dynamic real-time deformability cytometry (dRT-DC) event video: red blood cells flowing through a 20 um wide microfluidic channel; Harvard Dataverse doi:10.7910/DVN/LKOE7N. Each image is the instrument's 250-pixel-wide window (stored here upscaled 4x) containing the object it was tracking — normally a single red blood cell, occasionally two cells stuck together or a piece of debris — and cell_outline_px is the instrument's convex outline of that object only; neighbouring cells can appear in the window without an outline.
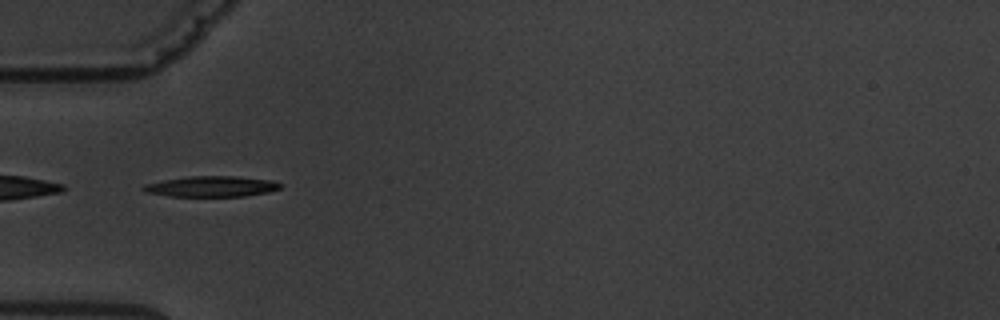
{"species": "common noctule bat (a hibernating species)", "species_latin": "Nyctalus noctula", "temperature_condition": "warm", "stored_images_in_passage": 6, "camera_frame_rate_fps": 3000, "um_per_image_px": 0.085, "animal": {"sex": "male", "body_mass_g": 19.5, "forearm_length_mm": 54.6}, "frame": {"image": 1, "passage_image": 2, "time_ms": 1.333, "image_size_px": [1000, 320], "cell_outline_px": [[284, 184], [280, 188], [268, 192], [244, 196], [168, 196], [144, 192], [140, 188], [144, 184], [164, 180], [188, 176], [236, 176], [272, 180]], "centroid_in_image_um": [17.96, 15.84], "position_along_channel_um": 67.0, "area_um2": 16.59}}
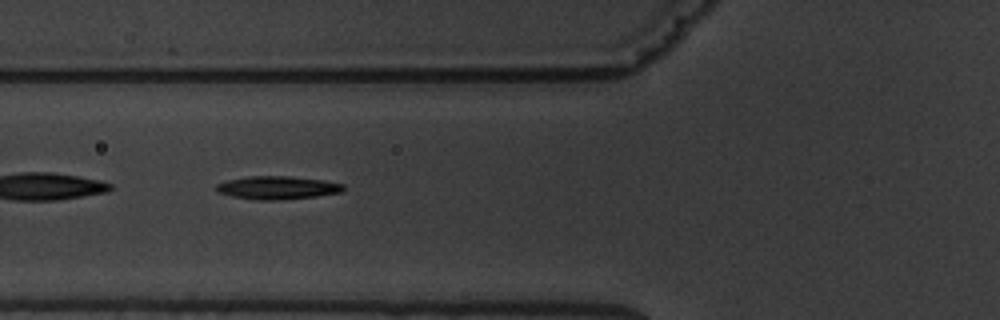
{"frame": {"image": 2, "passage_image": 3, "time_ms": 2.333, "image_size_px": [1000, 320], "cell_outline_px": [[344, 188], [340, 192], [316, 196], [276, 200], [260, 200], [232, 196], [216, 192], [212, 188], [216, 184], [228, 180], [248, 176], [288, 176], [324, 180], [344, 184]], "centroid_in_image_um": [23.52, 15.95], "position_along_channel_um": 102.3, "area_um2": 17.11}}
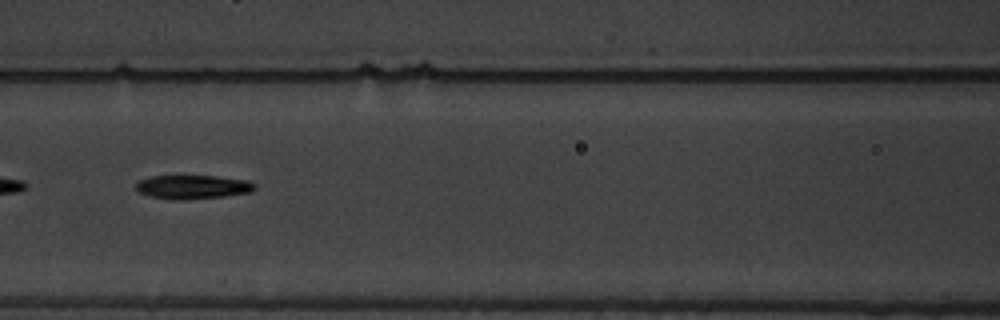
{"frame": {"image": 3, "passage_image": 4, "time_ms": 3.667, "image_size_px": [1000, 320], "cell_outline_px": [[256, 188], [252, 192], [224, 196], [184, 200], [172, 200], [148, 196], [140, 192], [136, 188], [136, 184], [140, 180], [152, 176], [216, 176], [248, 180], [256, 184]], "centroid_in_image_um": [16.41, 15.9], "position_along_channel_um": 150.2, "area_um2": 16.59}}